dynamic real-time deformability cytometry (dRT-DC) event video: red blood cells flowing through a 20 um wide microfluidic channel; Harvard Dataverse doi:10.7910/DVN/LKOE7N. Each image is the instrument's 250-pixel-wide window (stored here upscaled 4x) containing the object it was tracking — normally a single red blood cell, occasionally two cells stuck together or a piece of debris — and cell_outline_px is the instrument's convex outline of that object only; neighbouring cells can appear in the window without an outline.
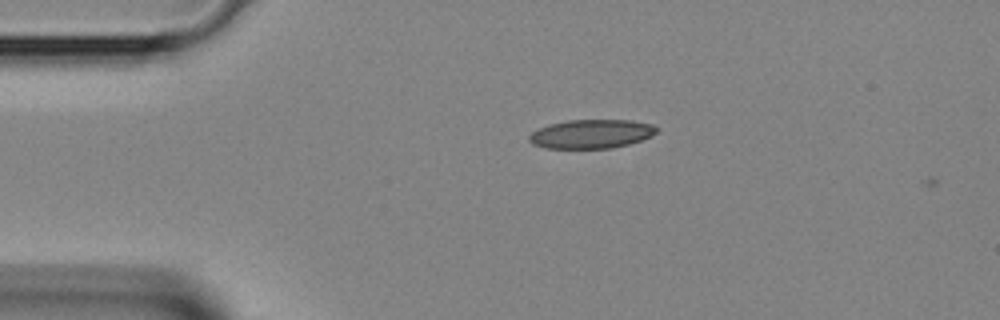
{"species": "Egyptian fruit bat (a non-hibernating species)", "species_latin": "Rousettus aegyptiacus", "temperature_condition": "room temperature", "stored_images_in_passage": 3, "camera_frame_rate_fps": 3000, "um_per_image_px": 0.085, "animal": {"sex": "female"}, "frame": {"image": 1, "passage_image": 2, "time_ms": 0.333, "image_size_px": [1000, 320], "cell_outline_px": [[660, 128], [652, 136], [628, 144], [612, 148], [544, 148], [532, 144], [528, 140], [528, 136], [536, 128], [548, 124], [568, 120], [632, 120], [652, 124]], "centroid_in_image_um": [50.24, 11.38], "position_along_channel_um": 34.8, "area_um2": 21.68}}